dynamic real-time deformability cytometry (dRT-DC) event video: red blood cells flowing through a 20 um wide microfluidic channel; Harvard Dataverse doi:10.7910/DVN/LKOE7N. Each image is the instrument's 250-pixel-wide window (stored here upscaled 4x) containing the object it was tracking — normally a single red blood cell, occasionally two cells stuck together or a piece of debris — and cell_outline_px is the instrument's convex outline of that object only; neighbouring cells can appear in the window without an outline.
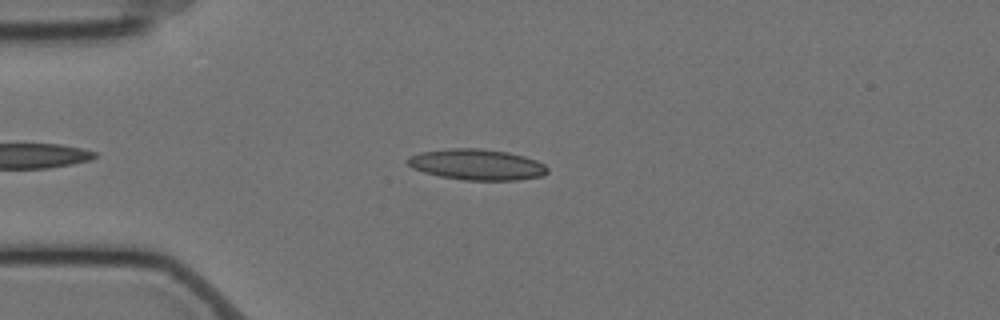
{"species": "Egyptian fruit bat (a non-hibernating species)", "species_latin": "Rousettus aegyptiacus", "temperature_condition": "cold", "stored_images_in_passage": 48, "camera_frame_rate_fps": 3000, "um_per_image_px": 0.085, "animal": {"sex": "female"}, "frame": {"image": 1, "passage_image": 9, "time_ms": 2.667, "image_size_px": [1000, 320], "cell_outline_px": [[548, 172], [544, 176], [516, 180], [464, 180], [440, 176], [424, 172], [412, 168], [404, 160], [408, 156], [420, 152], [448, 148], [476, 148], [508, 152], [524, 156], [536, 160], [544, 164], [548, 168]], "centroid_in_image_um": [40.52, 13.98], "position_along_channel_um": 44.5, "area_um2": 25.32}}
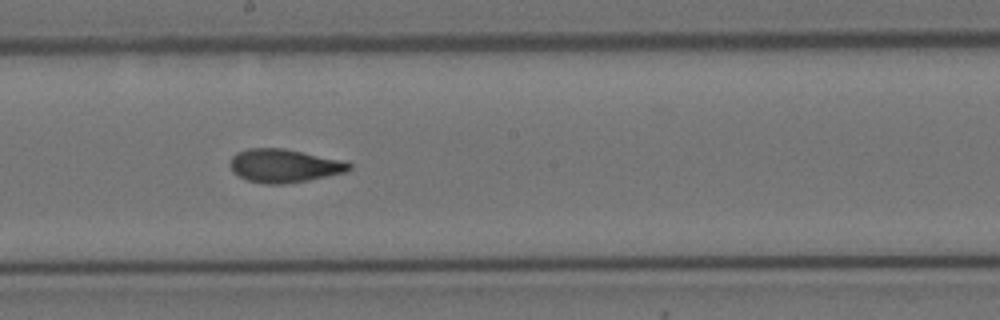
{"frame": {"image": 2, "passage_image": 26, "time_ms": 8.333, "image_size_px": [1000, 320], "cell_outline_px": [[352, 168], [344, 172], [308, 180], [284, 184], [264, 184], [248, 180], [232, 172], [228, 164], [232, 156], [236, 152], [248, 148], [284, 148], [344, 160], [352, 164]], "centroid_in_image_um": [24.12, 14.08], "position_along_channel_um": 224.1, "area_um2": 23.29}}
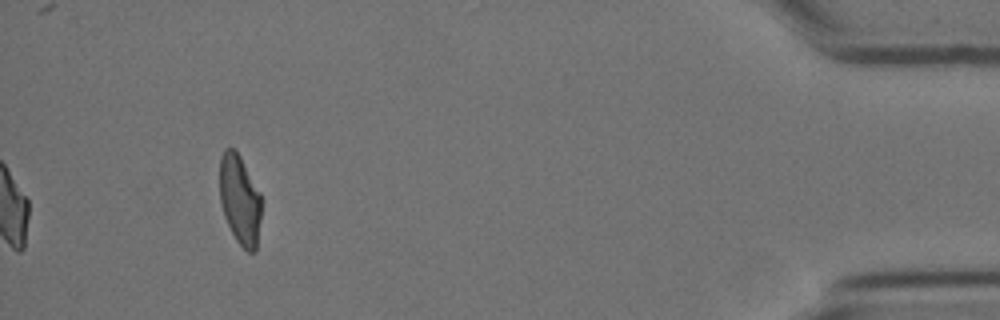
{"frame": {"image": 3, "passage_image": 48, "time_ms": 15.667, "image_size_px": [1000, 320], "cell_outline_px": [[260, 220], [256, 252], [248, 252], [236, 240], [224, 216], [220, 200], [220, 156], [224, 148], [232, 148], [240, 156], [260, 192]], "centroid_in_image_um": [20.38, 16.97], "position_along_channel_um": 414.8, "area_um2": 21.62}, "authors_computed_cell_mechanics": {"area_um2": 23.0333, "velocity_mm_per_s": 3.4962, "shape_relaxation_time_tau1_ms": 6.5569, "shape_relaxation_time_tau2_ms": 1.5331, "deformation_change_tau1": 0.1781, "deformation_change_tau2": 0.0791}}